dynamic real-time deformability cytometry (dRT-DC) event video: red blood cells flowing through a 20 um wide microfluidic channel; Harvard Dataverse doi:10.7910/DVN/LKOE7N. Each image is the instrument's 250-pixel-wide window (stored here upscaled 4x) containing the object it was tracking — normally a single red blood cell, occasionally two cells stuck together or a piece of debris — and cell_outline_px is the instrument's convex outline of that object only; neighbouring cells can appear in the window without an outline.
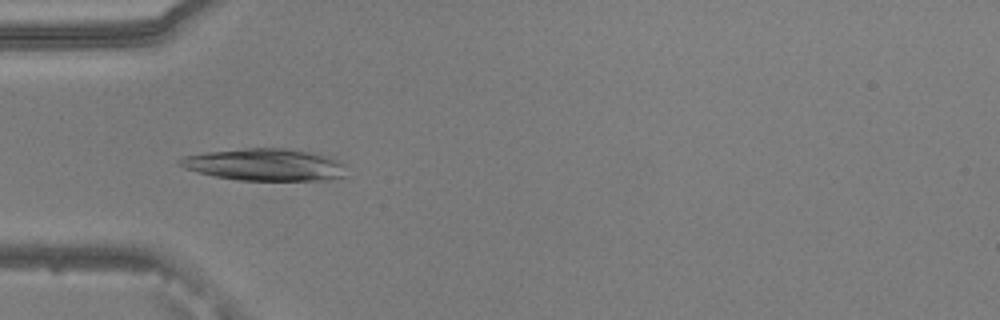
{"species": "common noctule bat (a hibernating species)", "species_latin": "Nyctalus noctula", "temperature_condition": "warm", "stored_images_in_passage": 6, "segment_of_instrument_passage": [1, 2], "camera_frame_rate_fps": 3000, "um_per_image_px": 0.085, "animal": {"sex": "male", "body_mass_g": 20.5, "forearm_length_mm": 52.5}, "frame": {"image": 1, "passage_image": 3, "time_ms": 0.667, "image_size_px": [1000, 320], "cell_outline_px": [[344, 176], [328, 180], [236, 180], [212, 176], [184, 168], [176, 164], [176, 160], [184, 156], [204, 152], [244, 148], [284, 148], [316, 152], [332, 156], [344, 164]], "centroid_in_image_um": [22.49, 13.99], "position_along_channel_um": 62.5, "area_um2": 31.62}}